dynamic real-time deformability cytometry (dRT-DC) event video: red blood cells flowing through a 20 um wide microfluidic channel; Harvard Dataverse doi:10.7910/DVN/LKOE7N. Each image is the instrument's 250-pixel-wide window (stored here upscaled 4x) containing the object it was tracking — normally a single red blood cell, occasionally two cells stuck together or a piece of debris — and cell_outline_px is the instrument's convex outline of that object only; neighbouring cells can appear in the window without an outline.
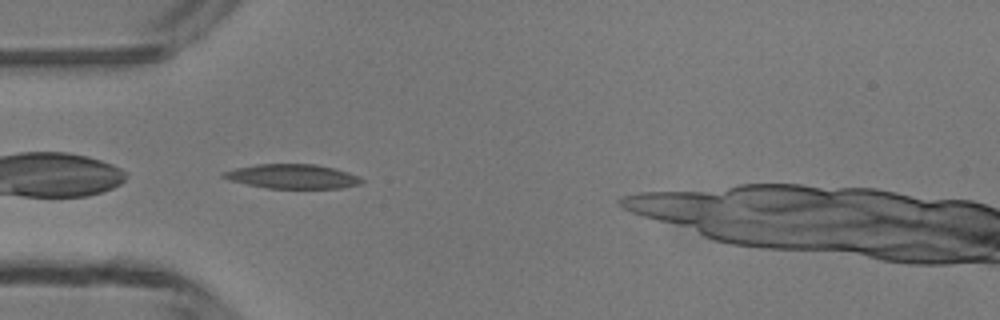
{"species": "common noctule bat (a hibernating species)", "species_latin": "Nyctalus noctula", "temperature_condition": "room temperature", "stored_images_in_passage": 30, "camera_frame_rate_fps": 3000, "um_per_image_px": 0.085, "animal": {"sex": "male", "body_mass_g": 13.3}, "frame": {"image": 1, "passage_image": 1, "time_ms": 0.0, "image_size_px": [1000, 320], "cell_outline_px": [[364, 180], [360, 184], [340, 188], [268, 188], [228, 180], [220, 176], [220, 172], [236, 168], [256, 164], [316, 164], [348, 172], [360, 176]], "centroid_in_image_um": [24.83, 14.99], "position_along_channel_um": 60.2, "area_um2": 19.59}}
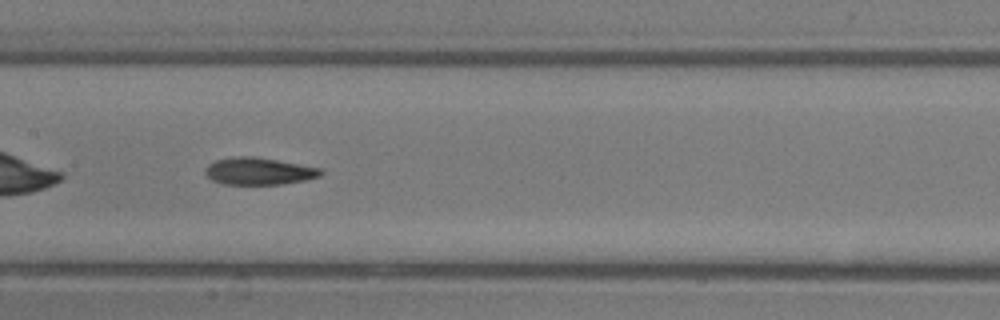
{"frame": {"image": 2, "passage_image": 10, "time_ms": 3.0, "image_size_px": [1000, 320], "cell_outline_px": [[324, 172], [320, 176], [308, 180], [280, 184], [220, 184], [212, 180], [204, 172], [208, 164], [216, 160], [236, 156], [252, 156], [276, 160], [320, 168]], "centroid_in_image_um": [21.99, 14.56], "position_along_channel_um": 185.4, "area_um2": 18.21}}
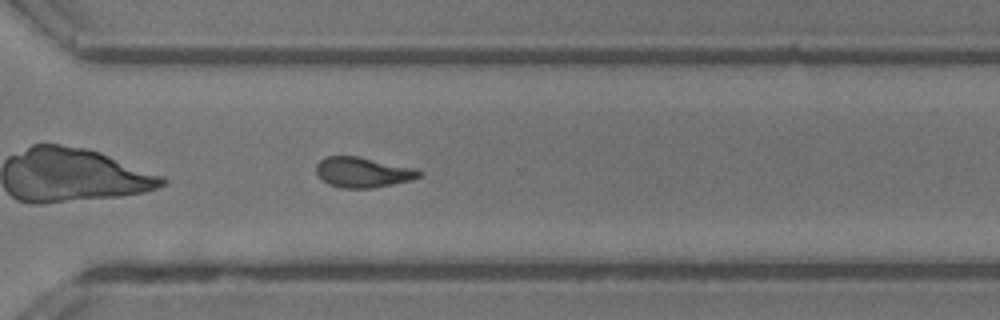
{"frame": {"image": 3, "passage_image": 21, "time_ms": 6.667, "image_size_px": [1000, 320], "cell_outline_px": [[424, 172], [420, 176], [408, 180], [392, 184], [372, 188], [340, 188], [328, 184], [316, 172], [316, 164], [320, 160], [328, 156], [356, 156], [420, 168]], "centroid_in_image_um": [30.88, 14.63], "position_along_channel_um": 339.7, "area_um2": 18.21}, "authors_computed_cell_mechanics": {"area_um2": 18.1492, "velocity_mm_per_s": 4.23, "shape_relaxation_time_tau1_ms": null, "shape_relaxation_time_tau2_ms": 3.5604, "deformation_change_tau1": null, "deformation_change_tau2": 0.1253}}